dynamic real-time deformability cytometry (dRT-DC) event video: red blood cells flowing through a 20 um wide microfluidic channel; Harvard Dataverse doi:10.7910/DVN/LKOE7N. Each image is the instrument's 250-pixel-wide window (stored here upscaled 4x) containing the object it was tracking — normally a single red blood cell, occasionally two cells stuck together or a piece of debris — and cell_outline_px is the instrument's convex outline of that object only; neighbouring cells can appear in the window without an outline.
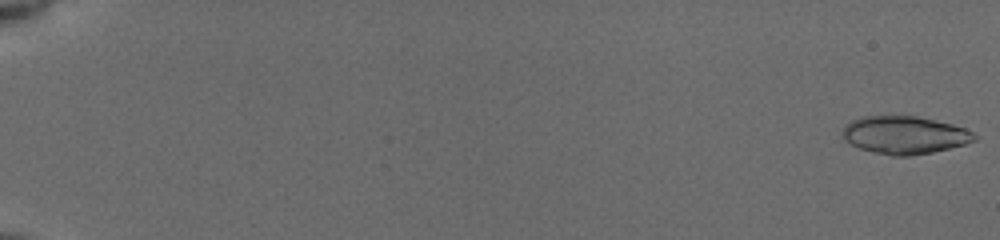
{"species": "common noctule bat (a hibernating species)", "species_latin": "Nyctalus noctula", "temperature_condition": "cold", "stored_images_in_passage": 62, "camera_frame_rate_fps": 3000, "um_per_image_px": 0.085, "animal": {"sex": "female", "body_mass_g": 19.5, "forearm_length_mm": 54.1}, "frame": {"image": 1, "passage_image": 1, "time_ms": 0.0, "image_size_px": [1000, 240], "cell_outline_px": [[976, 140], [964, 144], [932, 152], [908, 156], [892, 156], [872, 152], [860, 148], [844, 140], [840, 132], [852, 120], [864, 116], [916, 116], [952, 124], [964, 128], [972, 132], [976, 136]], "centroid_in_image_um": [76.86, 11.48], "position_along_channel_um": 8.1, "area_um2": 28.84}}
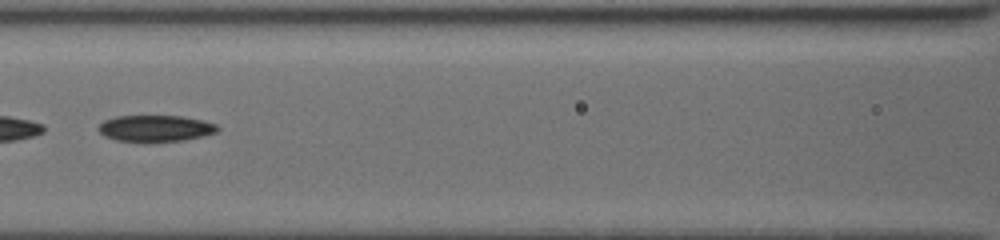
{"frame": {"image": 2, "passage_image": 40, "time_ms": 9.0, "image_size_px": [1000, 240], "cell_outline_px": [[220, 128], [216, 132], [204, 136], [184, 140], [152, 144], [140, 144], [116, 140], [104, 136], [96, 128], [104, 120], [116, 116], [180, 116], [204, 120], [216, 124]], "centroid_in_image_um": [13.19, 10.95], "position_along_channel_um": 153.4, "area_um2": 19.13}}
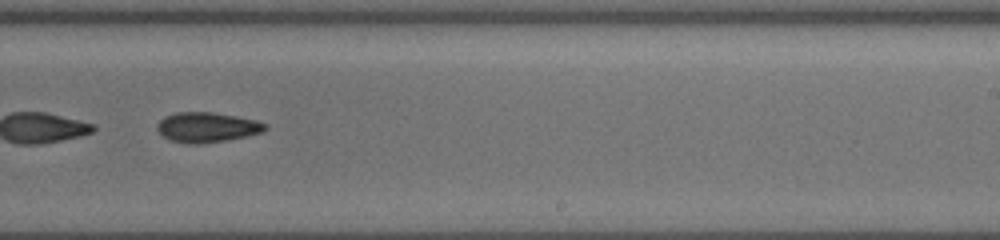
{"frame": {"image": 3, "passage_image": 53, "time_ms": 12.0, "image_size_px": [1000, 240], "cell_outline_px": [[268, 128], [264, 132], [228, 140], [200, 144], [188, 144], [168, 140], [156, 128], [156, 124], [164, 116], [176, 112], [212, 112], [236, 116], [256, 120], [268, 124]], "centroid_in_image_um": [17.6, 10.82], "position_along_channel_um": 271.4, "area_um2": 19.13}}